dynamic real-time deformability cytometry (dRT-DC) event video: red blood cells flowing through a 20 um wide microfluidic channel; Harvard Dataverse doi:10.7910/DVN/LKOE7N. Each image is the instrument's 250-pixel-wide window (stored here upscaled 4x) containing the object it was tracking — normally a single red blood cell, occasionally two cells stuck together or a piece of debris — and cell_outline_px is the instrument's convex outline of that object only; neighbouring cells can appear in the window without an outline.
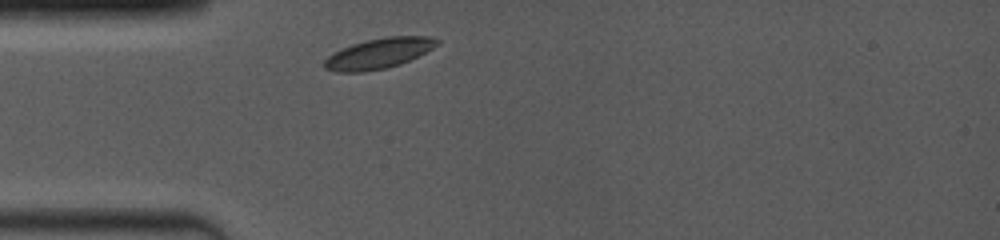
{"species": "common noctule bat (a hibernating species)", "species_latin": "Nyctalus noctula", "temperature_condition": "room temperature", "stored_images_in_passage": 1, "camera_frame_rate_fps": 4000, "um_per_image_px": 0.085, "animal": {"sex": "female", "body_mass_g": 19.0, "forearm_length_mm": 53.3}, "frame": {"image": 1, "passage_image": 1, "time_ms": 0.0, "image_size_px": [1000, 240], "cell_outline_px": [[440, 44], [400, 64], [388, 68], [364, 72], [336, 72], [324, 68], [324, 60], [332, 52], [352, 44], [364, 40], [384, 36], [432, 36], [440, 40]], "centroid_in_image_um": [32.18, 4.53], "position_along_channel_um": 52.8, "area_um2": 20.11}}